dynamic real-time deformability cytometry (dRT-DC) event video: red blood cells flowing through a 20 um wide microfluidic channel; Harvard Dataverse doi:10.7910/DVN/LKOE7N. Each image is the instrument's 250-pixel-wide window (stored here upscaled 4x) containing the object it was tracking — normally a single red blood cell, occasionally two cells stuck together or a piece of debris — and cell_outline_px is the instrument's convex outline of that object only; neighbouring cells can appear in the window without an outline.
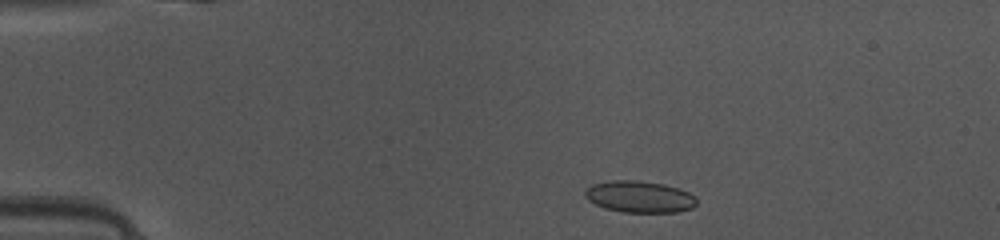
{"species": "common noctule bat (a hibernating species)", "species_latin": "Nyctalus noctula", "temperature_condition": "warm", "stored_images_in_passage": 43, "camera_frame_rate_fps": 3000, "um_per_image_px": 0.085, "animal": {"sex": "female", "body_mass_g": 10.0, "forearm_length_mm": 53.1}, "frame": {"image": 1, "passage_image": 4, "time_ms": 1.0, "image_size_px": [1000, 240], "cell_outline_px": [[696, 204], [692, 208], [676, 212], [624, 212], [604, 208], [588, 200], [584, 196], [584, 192], [592, 184], [612, 180], [636, 180], [664, 184], [680, 188], [696, 196]], "centroid_in_image_um": [54.37, 16.72], "position_along_channel_um": 30.6, "area_um2": 20.63}}
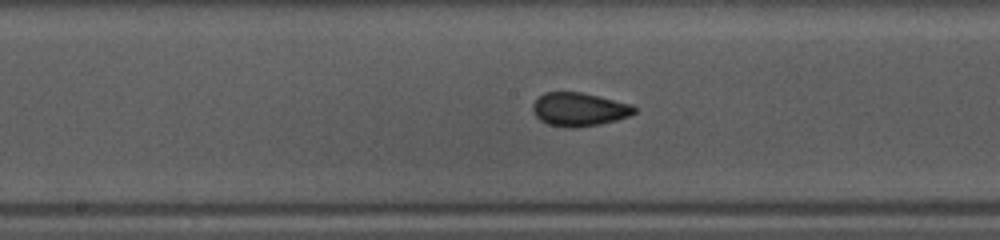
{"frame": {"image": 2, "passage_image": 20, "time_ms": 6.333, "image_size_px": [1000, 240], "cell_outline_px": [[636, 112], [628, 116], [616, 120], [600, 124], [576, 128], [568, 128], [548, 124], [540, 120], [536, 116], [532, 108], [532, 104], [544, 92], [580, 92], [632, 104], [636, 108]], "centroid_in_image_um": [49.22, 9.3], "position_along_channel_um": 199.0, "area_um2": 19.77}}
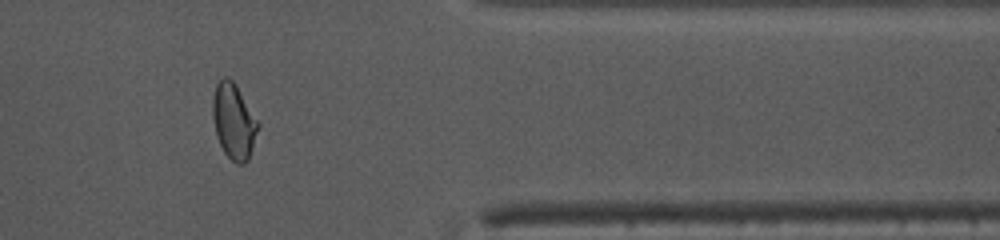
{"frame": {"image": 3, "passage_image": 35, "time_ms": 11.333, "image_size_px": [1000, 240], "cell_outline_px": [[260, 124], [248, 160], [244, 164], [236, 164], [224, 152], [220, 144], [216, 132], [212, 116], [212, 96], [216, 84], [224, 76], [228, 76], [236, 84]], "centroid_in_image_um": [19.86, 10.28], "position_along_channel_um": 391.5, "area_um2": 19.94}, "authors_computed_cell_mechanics": {"area_um2": 19.7676, "velocity_mm_per_s": 4.1435, "shape_relaxation_time_tau1_ms": 7.7668, "shape_relaxation_time_tau2_ms": 0.7325, "deformation_change_tau1": 0.1588, "deformation_change_tau2": 0.047}}